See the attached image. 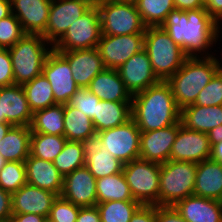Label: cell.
I'll return each mask as SVG.
<instances>
[{"mask_svg": "<svg viewBox=\"0 0 222 222\" xmlns=\"http://www.w3.org/2000/svg\"><path fill=\"white\" fill-rule=\"evenodd\" d=\"M208 139L210 146L212 147L215 143L222 141V125L211 129L208 133Z\"/></svg>", "mask_w": 222, "mask_h": 222, "instance_id": "51", "label": "cell"}, {"mask_svg": "<svg viewBox=\"0 0 222 222\" xmlns=\"http://www.w3.org/2000/svg\"><path fill=\"white\" fill-rule=\"evenodd\" d=\"M22 88L33 113L57 104L54 100L51 84L43 73L24 83Z\"/></svg>", "mask_w": 222, "mask_h": 222, "instance_id": "33", "label": "cell"}, {"mask_svg": "<svg viewBox=\"0 0 222 222\" xmlns=\"http://www.w3.org/2000/svg\"><path fill=\"white\" fill-rule=\"evenodd\" d=\"M14 85V74L8 49L0 48V87Z\"/></svg>", "mask_w": 222, "mask_h": 222, "instance_id": "43", "label": "cell"}, {"mask_svg": "<svg viewBox=\"0 0 222 222\" xmlns=\"http://www.w3.org/2000/svg\"><path fill=\"white\" fill-rule=\"evenodd\" d=\"M193 194L221 200L222 196V164L206 159L197 164Z\"/></svg>", "mask_w": 222, "mask_h": 222, "instance_id": "26", "label": "cell"}, {"mask_svg": "<svg viewBox=\"0 0 222 222\" xmlns=\"http://www.w3.org/2000/svg\"><path fill=\"white\" fill-rule=\"evenodd\" d=\"M8 161L0 154V170L5 166Z\"/></svg>", "mask_w": 222, "mask_h": 222, "instance_id": "55", "label": "cell"}, {"mask_svg": "<svg viewBox=\"0 0 222 222\" xmlns=\"http://www.w3.org/2000/svg\"><path fill=\"white\" fill-rule=\"evenodd\" d=\"M100 99L87 88H79L67 103L74 106L91 120L96 116V106Z\"/></svg>", "mask_w": 222, "mask_h": 222, "instance_id": "41", "label": "cell"}, {"mask_svg": "<svg viewBox=\"0 0 222 222\" xmlns=\"http://www.w3.org/2000/svg\"><path fill=\"white\" fill-rule=\"evenodd\" d=\"M187 222H222V204L219 200L190 195L174 205Z\"/></svg>", "mask_w": 222, "mask_h": 222, "instance_id": "23", "label": "cell"}, {"mask_svg": "<svg viewBox=\"0 0 222 222\" xmlns=\"http://www.w3.org/2000/svg\"><path fill=\"white\" fill-rule=\"evenodd\" d=\"M33 119L22 85L0 87V123L29 126Z\"/></svg>", "mask_w": 222, "mask_h": 222, "instance_id": "17", "label": "cell"}, {"mask_svg": "<svg viewBox=\"0 0 222 222\" xmlns=\"http://www.w3.org/2000/svg\"><path fill=\"white\" fill-rule=\"evenodd\" d=\"M80 208L58 196L53 202L48 219L52 222H76Z\"/></svg>", "mask_w": 222, "mask_h": 222, "instance_id": "42", "label": "cell"}, {"mask_svg": "<svg viewBox=\"0 0 222 222\" xmlns=\"http://www.w3.org/2000/svg\"><path fill=\"white\" fill-rule=\"evenodd\" d=\"M161 164L136 159L124 164L123 174L134 200L142 205H158Z\"/></svg>", "mask_w": 222, "mask_h": 222, "instance_id": "8", "label": "cell"}, {"mask_svg": "<svg viewBox=\"0 0 222 222\" xmlns=\"http://www.w3.org/2000/svg\"><path fill=\"white\" fill-rule=\"evenodd\" d=\"M100 15L102 35L145 34L135 2L95 1Z\"/></svg>", "mask_w": 222, "mask_h": 222, "instance_id": "7", "label": "cell"}, {"mask_svg": "<svg viewBox=\"0 0 222 222\" xmlns=\"http://www.w3.org/2000/svg\"><path fill=\"white\" fill-rule=\"evenodd\" d=\"M27 183L24 162L8 161L0 170V188L9 193L16 192Z\"/></svg>", "mask_w": 222, "mask_h": 222, "instance_id": "38", "label": "cell"}, {"mask_svg": "<svg viewBox=\"0 0 222 222\" xmlns=\"http://www.w3.org/2000/svg\"><path fill=\"white\" fill-rule=\"evenodd\" d=\"M52 0H11L12 13L26 34H42L47 27Z\"/></svg>", "mask_w": 222, "mask_h": 222, "instance_id": "22", "label": "cell"}, {"mask_svg": "<svg viewBox=\"0 0 222 222\" xmlns=\"http://www.w3.org/2000/svg\"><path fill=\"white\" fill-rule=\"evenodd\" d=\"M118 72L132 96L160 82L144 49L131 56Z\"/></svg>", "mask_w": 222, "mask_h": 222, "instance_id": "15", "label": "cell"}, {"mask_svg": "<svg viewBox=\"0 0 222 222\" xmlns=\"http://www.w3.org/2000/svg\"><path fill=\"white\" fill-rule=\"evenodd\" d=\"M42 73L51 84L57 104H67L79 89L74 82L68 61L55 49L47 55Z\"/></svg>", "mask_w": 222, "mask_h": 222, "instance_id": "13", "label": "cell"}, {"mask_svg": "<svg viewBox=\"0 0 222 222\" xmlns=\"http://www.w3.org/2000/svg\"><path fill=\"white\" fill-rule=\"evenodd\" d=\"M142 204L138 201H106L97 203L101 222H129Z\"/></svg>", "mask_w": 222, "mask_h": 222, "instance_id": "37", "label": "cell"}, {"mask_svg": "<svg viewBox=\"0 0 222 222\" xmlns=\"http://www.w3.org/2000/svg\"><path fill=\"white\" fill-rule=\"evenodd\" d=\"M149 56L153 71L160 81H167L188 58L161 27H146L144 48Z\"/></svg>", "mask_w": 222, "mask_h": 222, "instance_id": "4", "label": "cell"}, {"mask_svg": "<svg viewBox=\"0 0 222 222\" xmlns=\"http://www.w3.org/2000/svg\"><path fill=\"white\" fill-rule=\"evenodd\" d=\"M132 118L131 102H111L100 100L96 106V116L92 119L96 132L111 129Z\"/></svg>", "mask_w": 222, "mask_h": 222, "instance_id": "28", "label": "cell"}, {"mask_svg": "<svg viewBox=\"0 0 222 222\" xmlns=\"http://www.w3.org/2000/svg\"><path fill=\"white\" fill-rule=\"evenodd\" d=\"M87 89L104 101L131 102L133 97L116 69L105 68L90 81Z\"/></svg>", "mask_w": 222, "mask_h": 222, "instance_id": "25", "label": "cell"}, {"mask_svg": "<svg viewBox=\"0 0 222 222\" xmlns=\"http://www.w3.org/2000/svg\"><path fill=\"white\" fill-rule=\"evenodd\" d=\"M135 5L146 27L161 26L175 9L174 0H135Z\"/></svg>", "mask_w": 222, "mask_h": 222, "instance_id": "35", "label": "cell"}, {"mask_svg": "<svg viewBox=\"0 0 222 222\" xmlns=\"http://www.w3.org/2000/svg\"><path fill=\"white\" fill-rule=\"evenodd\" d=\"M210 155L211 146L207 133L189 130L183 125L179 127L169 160L198 164L210 159Z\"/></svg>", "mask_w": 222, "mask_h": 222, "instance_id": "14", "label": "cell"}, {"mask_svg": "<svg viewBox=\"0 0 222 222\" xmlns=\"http://www.w3.org/2000/svg\"><path fill=\"white\" fill-rule=\"evenodd\" d=\"M96 134L89 117L74 106L64 104V137L67 141L82 142Z\"/></svg>", "mask_w": 222, "mask_h": 222, "instance_id": "30", "label": "cell"}, {"mask_svg": "<svg viewBox=\"0 0 222 222\" xmlns=\"http://www.w3.org/2000/svg\"><path fill=\"white\" fill-rule=\"evenodd\" d=\"M94 3L95 0H52L47 27L41 34L50 43L49 47H53Z\"/></svg>", "mask_w": 222, "mask_h": 222, "instance_id": "11", "label": "cell"}, {"mask_svg": "<svg viewBox=\"0 0 222 222\" xmlns=\"http://www.w3.org/2000/svg\"><path fill=\"white\" fill-rule=\"evenodd\" d=\"M69 63L74 82L87 88L90 81L105 69L97 48L59 52Z\"/></svg>", "mask_w": 222, "mask_h": 222, "instance_id": "21", "label": "cell"}, {"mask_svg": "<svg viewBox=\"0 0 222 222\" xmlns=\"http://www.w3.org/2000/svg\"><path fill=\"white\" fill-rule=\"evenodd\" d=\"M132 119L141 132L163 129L180 121L171 87L166 81L150 86L132 97Z\"/></svg>", "mask_w": 222, "mask_h": 222, "instance_id": "2", "label": "cell"}, {"mask_svg": "<svg viewBox=\"0 0 222 222\" xmlns=\"http://www.w3.org/2000/svg\"><path fill=\"white\" fill-rule=\"evenodd\" d=\"M53 164L63 177L75 169L85 166L82 142L66 141L62 151L54 159Z\"/></svg>", "mask_w": 222, "mask_h": 222, "instance_id": "36", "label": "cell"}, {"mask_svg": "<svg viewBox=\"0 0 222 222\" xmlns=\"http://www.w3.org/2000/svg\"><path fill=\"white\" fill-rule=\"evenodd\" d=\"M202 54L200 57H188L166 81L180 109L194 104L198 94L219 71L214 56L201 57Z\"/></svg>", "mask_w": 222, "mask_h": 222, "instance_id": "3", "label": "cell"}, {"mask_svg": "<svg viewBox=\"0 0 222 222\" xmlns=\"http://www.w3.org/2000/svg\"><path fill=\"white\" fill-rule=\"evenodd\" d=\"M175 9L182 11L205 8V0H174Z\"/></svg>", "mask_w": 222, "mask_h": 222, "instance_id": "49", "label": "cell"}, {"mask_svg": "<svg viewBox=\"0 0 222 222\" xmlns=\"http://www.w3.org/2000/svg\"><path fill=\"white\" fill-rule=\"evenodd\" d=\"M181 125L179 121L163 129L141 132L139 159L160 164L169 161L172 145Z\"/></svg>", "mask_w": 222, "mask_h": 222, "instance_id": "18", "label": "cell"}, {"mask_svg": "<svg viewBox=\"0 0 222 222\" xmlns=\"http://www.w3.org/2000/svg\"><path fill=\"white\" fill-rule=\"evenodd\" d=\"M210 159L219 164H222V141L219 143H215L211 147Z\"/></svg>", "mask_w": 222, "mask_h": 222, "instance_id": "52", "label": "cell"}, {"mask_svg": "<svg viewBox=\"0 0 222 222\" xmlns=\"http://www.w3.org/2000/svg\"><path fill=\"white\" fill-rule=\"evenodd\" d=\"M95 1H110V2H135V0H95Z\"/></svg>", "mask_w": 222, "mask_h": 222, "instance_id": "56", "label": "cell"}, {"mask_svg": "<svg viewBox=\"0 0 222 222\" xmlns=\"http://www.w3.org/2000/svg\"><path fill=\"white\" fill-rule=\"evenodd\" d=\"M82 145L85 166L95 179L123 172L124 164L103 147V142L97 134L82 141Z\"/></svg>", "mask_w": 222, "mask_h": 222, "instance_id": "20", "label": "cell"}, {"mask_svg": "<svg viewBox=\"0 0 222 222\" xmlns=\"http://www.w3.org/2000/svg\"><path fill=\"white\" fill-rule=\"evenodd\" d=\"M14 222H45L47 217L32 213L13 214L11 218Z\"/></svg>", "mask_w": 222, "mask_h": 222, "instance_id": "50", "label": "cell"}, {"mask_svg": "<svg viewBox=\"0 0 222 222\" xmlns=\"http://www.w3.org/2000/svg\"><path fill=\"white\" fill-rule=\"evenodd\" d=\"M13 125L11 123H0V141L4 138V136L8 133L10 128Z\"/></svg>", "mask_w": 222, "mask_h": 222, "instance_id": "54", "label": "cell"}, {"mask_svg": "<svg viewBox=\"0 0 222 222\" xmlns=\"http://www.w3.org/2000/svg\"><path fill=\"white\" fill-rule=\"evenodd\" d=\"M145 34L102 35L97 50L105 68L118 70L131 56L144 48Z\"/></svg>", "mask_w": 222, "mask_h": 222, "instance_id": "12", "label": "cell"}, {"mask_svg": "<svg viewBox=\"0 0 222 222\" xmlns=\"http://www.w3.org/2000/svg\"><path fill=\"white\" fill-rule=\"evenodd\" d=\"M67 139L60 135L31 133L30 156L53 162L62 151Z\"/></svg>", "mask_w": 222, "mask_h": 222, "instance_id": "34", "label": "cell"}, {"mask_svg": "<svg viewBox=\"0 0 222 222\" xmlns=\"http://www.w3.org/2000/svg\"><path fill=\"white\" fill-rule=\"evenodd\" d=\"M31 133L64 136V104H55L33 113Z\"/></svg>", "mask_w": 222, "mask_h": 222, "instance_id": "31", "label": "cell"}, {"mask_svg": "<svg viewBox=\"0 0 222 222\" xmlns=\"http://www.w3.org/2000/svg\"><path fill=\"white\" fill-rule=\"evenodd\" d=\"M47 40L41 34H25L9 48L14 84L23 85L42 74L43 65L49 52ZM48 48H47V47Z\"/></svg>", "mask_w": 222, "mask_h": 222, "instance_id": "5", "label": "cell"}, {"mask_svg": "<svg viewBox=\"0 0 222 222\" xmlns=\"http://www.w3.org/2000/svg\"><path fill=\"white\" fill-rule=\"evenodd\" d=\"M102 36L99 10L94 3L52 47L58 52L96 48Z\"/></svg>", "mask_w": 222, "mask_h": 222, "instance_id": "9", "label": "cell"}, {"mask_svg": "<svg viewBox=\"0 0 222 222\" xmlns=\"http://www.w3.org/2000/svg\"><path fill=\"white\" fill-rule=\"evenodd\" d=\"M31 128L12 126L0 141V154L7 161L24 162L30 153Z\"/></svg>", "mask_w": 222, "mask_h": 222, "instance_id": "29", "label": "cell"}, {"mask_svg": "<svg viewBox=\"0 0 222 222\" xmlns=\"http://www.w3.org/2000/svg\"><path fill=\"white\" fill-rule=\"evenodd\" d=\"M161 27L184 50L187 57H199L197 54L201 52H205L203 57L213 56L206 53V50L218 41L221 31L220 25L205 8L187 11L174 9L168 13Z\"/></svg>", "mask_w": 222, "mask_h": 222, "instance_id": "1", "label": "cell"}, {"mask_svg": "<svg viewBox=\"0 0 222 222\" xmlns=\"http://www.w3.org/2000/svg\"><path fill=\"white\" fill-rule=\"evenodd\" d=\"M12 215L11 193L0 188V222H7Z\"/></svg>", "mask_w": 222, "mask_h": 222, "instance_id": "46", "label": "cell"}, {"mask_svg": "<svg viewBox=\"0 0 222 222\" xmlns=\"http://www.w3.org/2000/svg\"><path fill=\"white\" fill-rule=\"evenodd\" d=\"M214 58H215V62L217 64V66H218L219 72L222 73V64H221V62L216 57H214Z\"/></svg>", "mask_w": 222, "mask_h": 222, "instance_id": "57", "label": "cell"}, {"mask_svg": "<svg viewBox=\"0 0 222 222\" xmlns=\"http://www.w3.org/2000/svg\"><path fill=\"white\" fill-rule=\"evenodd\" d=\"M60 197L80 207L97 205L96 179L86 166L63 177Z\"/></svg>", "mask_w": 222, "mask_h": 222, "instance_id": "16", "label": "cell"}, {"mask_svg": "<svg viewBox=\"0 0 222 222\" xmlns=\"http://www.w3.org/2000/svg\"><path fill=\"white\" fill-rule=\"evenodd\" d=\"M57 197L49 190L26 183L11 194L12 214L32 213L48 218Z\"/></svg>", "mask_w": 222, "mask_h": 222, "instance_id": "19", "label": "cell"}, {"mask_svg": "<svg viewBox=\"0 0 222 222\" xmlns=\"http://www.w3.org/2000/svg\"><path fill=\"white\" fill-rule=\"evenodd\" d=\"M26 33L21 23L12 13L0 20V48L9 49L14 46Z\"/></svg>", "mask_w": 222, "mask_h": 222, "instance_id": "39", "label": "cell"}, {"mask_svg": "<svg viewBox=\"0 0 222 222\" xmlns=\"http://www.w3.org/2000/svg\"><path fill=\"white\" fill-rule=\"evenodd\" d=\"M197 164L185 161L161 163L159 206H174L178 201L193 195Z\"/></svg>", "mask_w": 222, "mask_h": 222, "instance_id": "6", "label": "cell"}, {"mask_svg": "<svg viewBox=\"0 0 222 222\" xmlns=\"http://www.w3.org/2000/svg\"><path fill=\"white\" fill-rule=\"evenodd\" d=\"M180 121L189 130L208 133L222 125V105H188L181 109Z\"/></svg>", "mask_w": 222, "mask_h": 222, "instance_id": "27", "label": "cell"}, {"mask_svg": "<svg viewBox=\"0 0 222 222\" xmlns=\"http://www.w3.org/2000/svg\"><path fill=\"white\" fill-rule=\"evenodd\" d=\"M76 222H101L97 206L81 207Z\"/></svg>", "mask_w": 222, "mask_h": 222, "instance_id": "47", "label": "cell"}, {"mask_svg": "<svg viewBox=\"0 0 222 222\" xmlns=\"http://www.w3.org/2000/svg\"><path fill=\"white\" fill-rule=\"evenodd\" d=\"M129 222H156V205H141Z\"/></svg>", "mask_w": 222, "mask_h": 222, "instance_id": "45", "label": "cell"}, {"mask_svg": "<svg viewBox=\"0 0 222 222\" xmlns=\"http://www.w3.org/2000/svg\"><path fill=\"white\" fill-rule=\"evenodd\" d=\"M156 222H187L174 206L156 205Z\"/></svg>", "mask_w": 222, "mask_h": 222, "instance_id": "44", "label": "cell"}, {"mask_svg": "<svg viewBox=\"0 0 222 222\" xmlns=\"http://www.w3.org/2000/svg\"><path fill=\"white\" fill-rule=\"evenodd\" d=\"M205 10L220 25L222 20V0H205Z\"/></svg>", "mask_w": 222, "mask_h": 222, "instance_id": "48", "label": "cell"}, {"mask_svg": "<svg viewBox=\"0 0 222 222\" xmlns=\"http://www.w3.org/2000/svg\"><path fill=\"white\" fill-rule=\"evenodd\" d=\"M24 164L28 184L49 190L60 196L63 188V176L53 162L29 155Z\"/></svg>", "mask_w": 222, "mask_h": 222, "instance_id": "24", "label": "cell"}, {"mask_svg": "<svg viewBox=\"0 0 222 222\" xmlns=\"http://www.w3.org/2000/svg\"><path fill=\"white\" fill-rule=\"evenodd\" d=\"M191 105L218 106L222 105V73L219 71L198 94L196 101Z\"/></svg>", "mask_w": 222, "mask_h": 222, "instance_id": "40", "label": "cell"}, {"mask_svg": "<svg viewBox=\"0 0 222 222\" xmlns=\"http://www.w3.org/2000/svg\"><path fill=\"white\" fill-rule=\"evenodd\" d=\"M96 194L98 203L106 201H136L123 172L96 179Z\"/></svg>", "mask_w": 222, "mask_h": 222, "instance_id": "32", "label": "cell"}, {"mask_svg": "<svg viewBox=\"0 0 222 222\" xmlns=\"http://www.w3.org/2000/svg\"><path fill=\"white\" fill-rule=\"evenodd\" d=\"M12 14L11 0H0V20Z\"/></svg>", "mask_w": 222, "mask_h": 222, "instance_id": "53", "label": "cell"}, {"mask_svg": "<svg viewBox=\"0 0 222 222\" xmlns=\"http://www.w3.org/2000/svg\"><path fill=\"white\" fill-rule=\"evenodd\" d=\"M97 135L103 147L123 164L139 159L141 131L132 118L120 126L97 132Z\"/></svg>", "mask_w": 222, "mask_h": 222, "instance_id": "10", "label": "cell"}]
</instances>
